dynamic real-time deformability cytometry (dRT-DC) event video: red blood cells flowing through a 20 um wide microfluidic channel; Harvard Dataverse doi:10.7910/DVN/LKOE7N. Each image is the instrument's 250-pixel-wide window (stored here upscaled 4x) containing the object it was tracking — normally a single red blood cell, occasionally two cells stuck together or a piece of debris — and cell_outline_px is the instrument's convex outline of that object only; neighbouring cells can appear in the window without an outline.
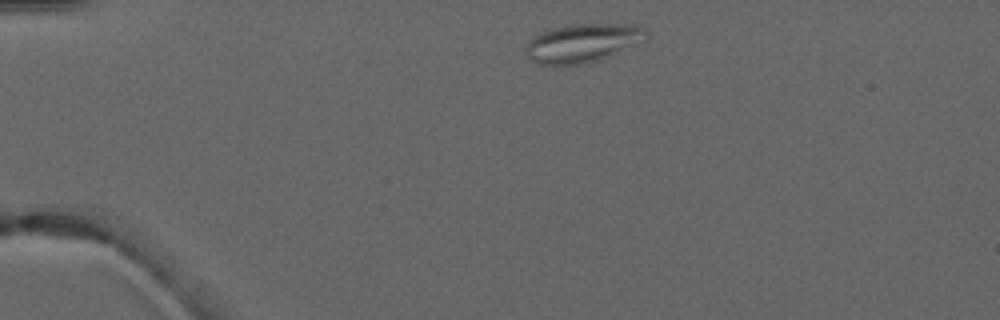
{"species": "common noctule bat (a hibernating species)", "species_latin": "Nyctalus noctula", "temperature_condition": "warm", "stored_images_in_passage": 3, "camera_frame_rate_fps": 3000, "um_per_image_px": 0.085, "animal": {"sex": "male", "forearm_length_mm": 52.5}, "frame": {"image": 1, "passage_image": 1, "time_ms": 0.0, "image_size_px": [1000, 320], "cell_outline_px": [[652, 36], [648, 40], [600, 60], [588, 64], [556, 68], [540, 64], [528, 60], [524, 52], [524, 44], [532, 36], [540, 32], [552, 28], [572, 24], [636, 24], [644, 28]], "centroid_in_image_um": [49.5, 3.7], "position_along_channel_um": 35.5, "area_um2": 28.61}}
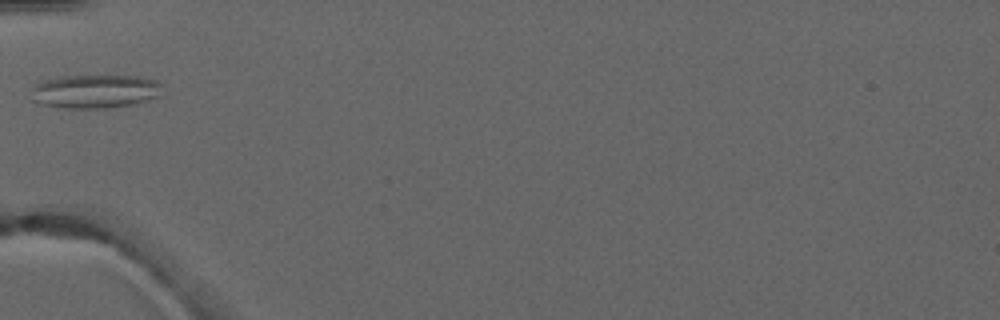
{"frame": {"image": 2, "passage_image": 3, "time_ms": 2.333, "image_size_px": [1000, 320], "cell_outline_px": [[160, 96], [132, 104], [108, 108], [56, 108], [40, 104], [28, 100], [32, 88], [36, 84], [48, 80], [64, 76], [140, 76], [156, 80], [160, 84]], "centroid_in_image_um": [8.02, 7.78], "position_along_channel_um": 77.0, "area_um2": 25.84}}